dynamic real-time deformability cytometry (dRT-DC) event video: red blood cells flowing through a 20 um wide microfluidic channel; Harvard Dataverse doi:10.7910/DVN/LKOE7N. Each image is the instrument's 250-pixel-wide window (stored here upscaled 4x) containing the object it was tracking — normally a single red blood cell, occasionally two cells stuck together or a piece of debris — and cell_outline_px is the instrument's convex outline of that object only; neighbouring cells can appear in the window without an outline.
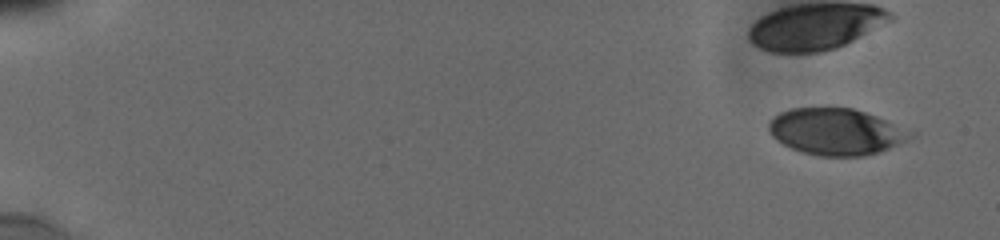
{"species": "human", "species_latin": "Homo sapiens", "temperature_condition": "cold", "stored_images_in_passage": 17, "camera_frame_rate_fps": 3000, "um_per_image_px": 0.085, "donor": {"sex": "male"}, "frame": {"image": 1, "passage_image": 1, "time_ms": 0.0, "image_size_px": [1000, 240], "cell_outline_px": [[916, 136], [888, 148], [864, 156], [820, 156], [804, 152], [792, 148], [776, 140], [768, 132], [768, 124], [772, 116], [780, 112], [792, 108], [828, 104], [852, 108], [876, 116], [916, 132]], "centroid_in_image_um": [71.03, 11.14], "position_along_channel_um": 14.0, "area_um2": 39.19}}